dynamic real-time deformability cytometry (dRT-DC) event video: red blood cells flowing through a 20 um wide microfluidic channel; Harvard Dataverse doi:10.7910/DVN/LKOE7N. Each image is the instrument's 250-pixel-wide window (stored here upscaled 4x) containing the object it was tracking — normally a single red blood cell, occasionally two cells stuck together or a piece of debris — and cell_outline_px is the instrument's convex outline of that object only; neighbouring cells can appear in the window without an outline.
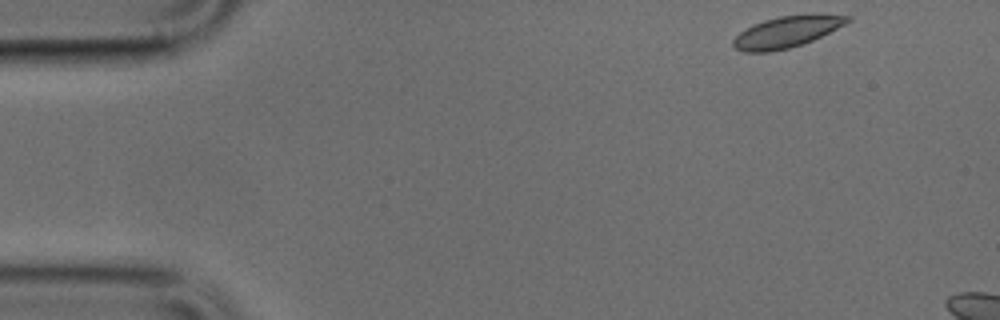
{"species": "common noctule bat (a hibernating species)", "species_latin": "Nyctalus noctula", "temperature_condition": "cold", "stored_images_in_passage": 6, "camera_frame_rate_fps": 3000, "um_per_image_px": 0.085, "animal": {"sex": "male", "body_mass_g": 17.9, "forearm_length_mm": 54.2}, "frame": {"image": 1, "passage_image": 1, "time_ms": 0.0, "image_size_px": [1000, 320], "cell_outline_px": [[852, 20], [804, 44], [788, 48], [768, 52], [744, 52], [736, 48], [732, 44], [732, 40], [740, 32], [752, 24], [764, 20], [780, 16], [812, 12], [852, 16]], "centroid_in_image_um": [66.89, 2.67], "position_along_channel_um": 18.1, "area_um2": 21.1}}